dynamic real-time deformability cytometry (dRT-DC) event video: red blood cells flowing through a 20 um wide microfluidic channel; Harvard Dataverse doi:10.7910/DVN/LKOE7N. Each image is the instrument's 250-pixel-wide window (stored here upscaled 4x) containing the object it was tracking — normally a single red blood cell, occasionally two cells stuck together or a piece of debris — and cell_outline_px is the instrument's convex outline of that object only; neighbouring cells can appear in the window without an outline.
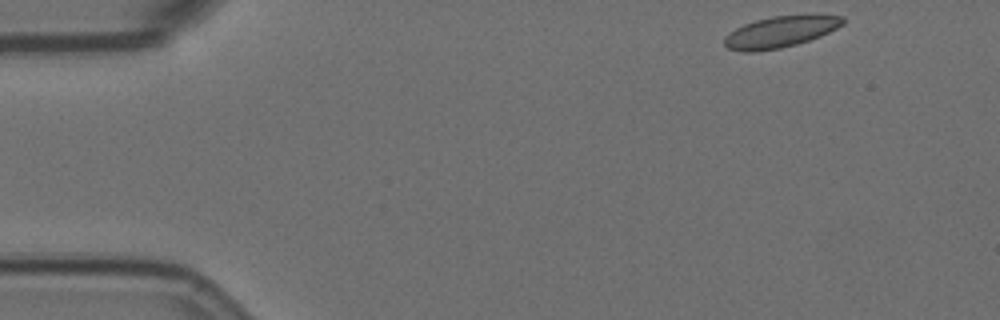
{"species": "Egyptian fruit bat (a non-hibernating species)", "species_latin": "Rousettus aegyptiacus", "temperature_condition": "room temperature", "stored_images_in_passage": 4, "camera_frame_rate_fps": 3000, "um_per_image_px": 0.085, "animal": {"sex": "female"}, "frame": {"image": 1, "passage_image": 1, "time_ms": 0.0, "image_size_px": [1000, 320], "cell_outline_px": [[844, 24], [820, 36], [796, 44], [780, 48], [756, 52], [744, 52], [728, 48], [724, 44], [724, 36], [728, 32], [744, 24], [756, 20], [772, 16], [808, 12], [816, 12], [844, 16]], "centroid_in_image_um": [66.39, 2.65], "position_along_channel_um": 18.6, "area_um2": 22.37}}
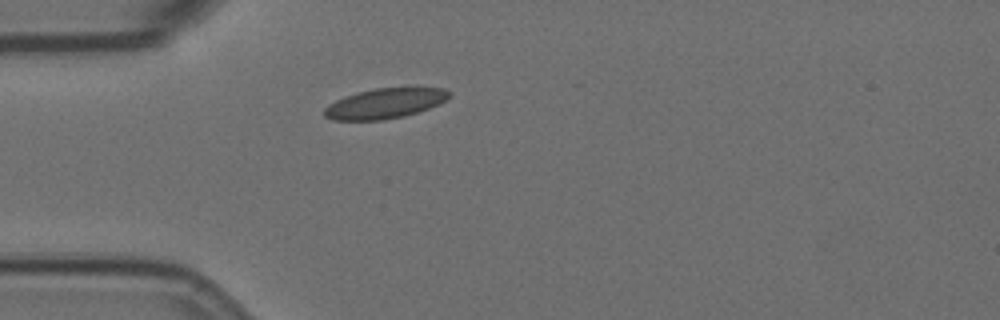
{"frame": {"image": 2, "passage_image": 4, "time_ms": 3.333, "image_size_px": [1000, 320], "cell_outline_px": [[452, 92], [444, 100], [428, 108], [404, 116], [384, 120], [332, 120], [324, 116], [324, 108], [328, 104], [344, 96], [356, 92], [376, 88], [412, 84], [416, 84], [444, 88]], "centroid_in_image_um": [32.75, 8.73], "position_along_channel_um": 52.2, "area_um2": 22.77}}